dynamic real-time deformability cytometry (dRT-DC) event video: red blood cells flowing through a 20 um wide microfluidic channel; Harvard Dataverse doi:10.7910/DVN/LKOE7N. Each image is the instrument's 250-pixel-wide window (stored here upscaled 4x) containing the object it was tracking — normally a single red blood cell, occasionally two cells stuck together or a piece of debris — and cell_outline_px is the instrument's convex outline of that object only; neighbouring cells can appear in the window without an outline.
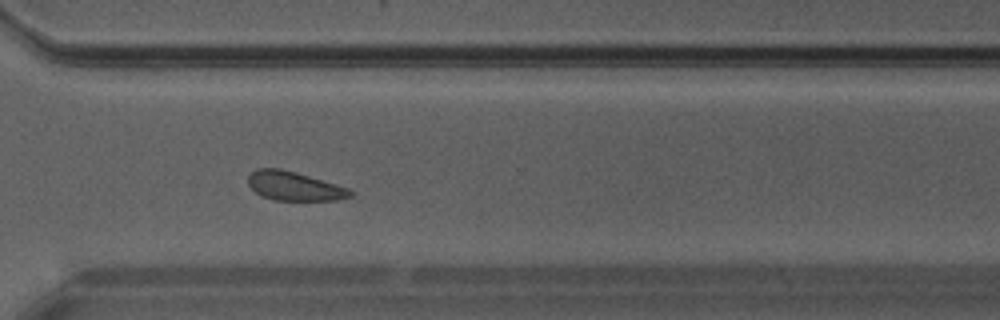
{"species": "Egyptian fruit bat (a non-hibernating species)", "species_latin": "Rousettus aegyptiacus", "temperature_condition": "warm", "stored_images_in_passage": 28, "camera_frame_rate_fps": 3000, "um_per_image_px": 0.085, "animal": {"sex": "male"}, "frame": {"image": 1, "passage_image": 20, "time_ms": 6.333, "image_size_px": [1000, 320], "cell_outline_px": [[352, 196], [336, 200], [272, 200], [260, 196], [248, 184], [248, 176], [256, 168], [280, 168], [296, 172], [336, 184], [348, 188], [352, 192]], "centroid_in_image_um": [24.98, 15.82], "position_along_channel_um": 345.6, "area_um2": 17.22}}